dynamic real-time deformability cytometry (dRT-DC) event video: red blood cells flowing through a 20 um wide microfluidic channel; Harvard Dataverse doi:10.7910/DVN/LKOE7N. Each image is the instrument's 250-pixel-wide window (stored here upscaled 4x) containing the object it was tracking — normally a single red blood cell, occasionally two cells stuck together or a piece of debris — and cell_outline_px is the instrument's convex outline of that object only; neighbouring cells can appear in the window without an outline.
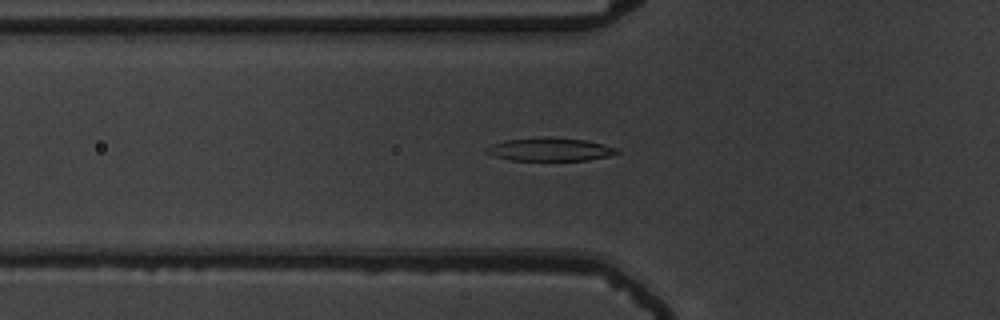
{"species": "common noctule bat (a hibernating species)", "species_latin": "Nyctalus noctula", "temperature_condition": "warm", "stored_images_in_passage": 51, "camera_frame_rate_fps": 3000, "um_per_image_px": 0.085, "animal": {"sex": "male", "body_mass_g": 19.5, "forearm_length_mm": 54.6}, "frame": {"image": 1, "passage_image": 15, "time_ms": 4.667, "image_size_px": [1000, 320], "cell_outline_px": [[620, 152], [608, 156], [588, 160], [512, 160], [496, 156], [484, 152], [484, 148], [492, 144], [504, 140], [544, 136], [584, 140], [604, 144], [616, 148]], "centroid_in_image_um": [46.72, 12.69], "position_along_channel_um": 79.1, "area_um2": 17.63}}
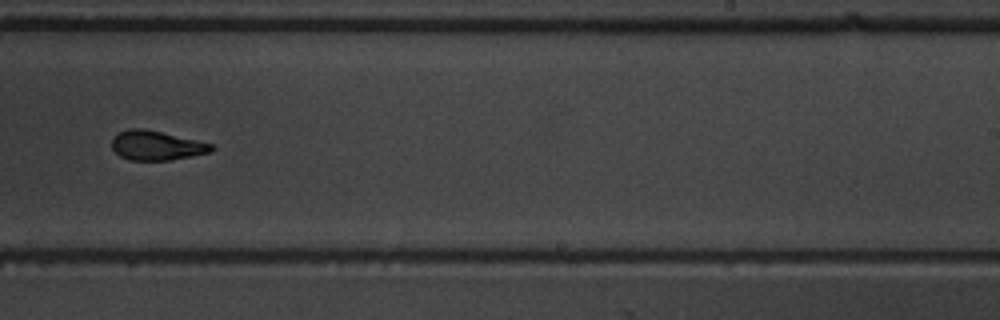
{"frame": {"image": 2, "passage_image": 31, "time_ms": 10.0, "image_size_px": [1000, 320], "cell_outline_px": [[216, 148], [212, 152], [192, 156], [168, 160], [128, 160], [120, 156], [112, 148], [112, 136], [128, 128], [144, 128], [196, 140], [212, 144]], "centroid_in_image_um": [13.29, 12.36], "position_along_channel_um": 275.7, "area_um2": 17.11}}
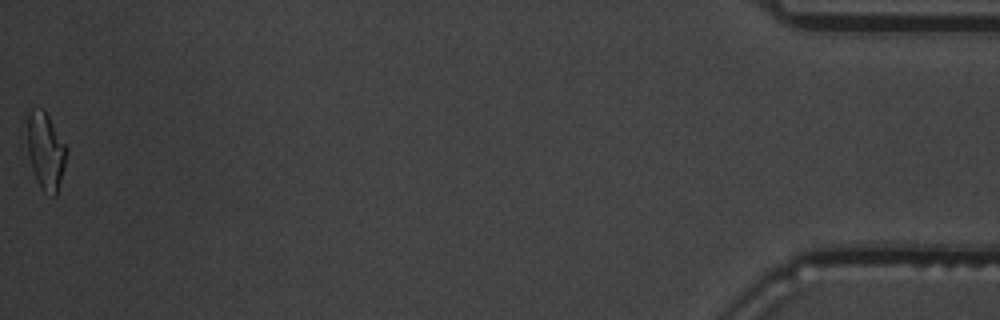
{"frame": {"image": 3, "passage_image": 51, "time_ms": 16.667, "image_size_px": [1000, 320], "cell_outline_px": [[68, 152], [64, 168], [56, 196], [52, 196], [44, 192], [36, 180], [32, 168], [28, 152], [28, 112], [32, 108], [44, 108], [68, 148]], "centroid_in_image_um": [3.9, 12.82], "position_along_channel_um": 431.3, "area_um2": 17.69}, "authors_computed_cell_mechanics": {"area_um2": 17.4556, "velocity_mm_per_s": 3.6798, "shape_relaxation_time_tau1_ms": 5.704, "shape_relaxation_time_tau2_ms": 4.2527, "deformation_change_tau1": 0.2205, "deformation_change_tau2": 0.1081}}